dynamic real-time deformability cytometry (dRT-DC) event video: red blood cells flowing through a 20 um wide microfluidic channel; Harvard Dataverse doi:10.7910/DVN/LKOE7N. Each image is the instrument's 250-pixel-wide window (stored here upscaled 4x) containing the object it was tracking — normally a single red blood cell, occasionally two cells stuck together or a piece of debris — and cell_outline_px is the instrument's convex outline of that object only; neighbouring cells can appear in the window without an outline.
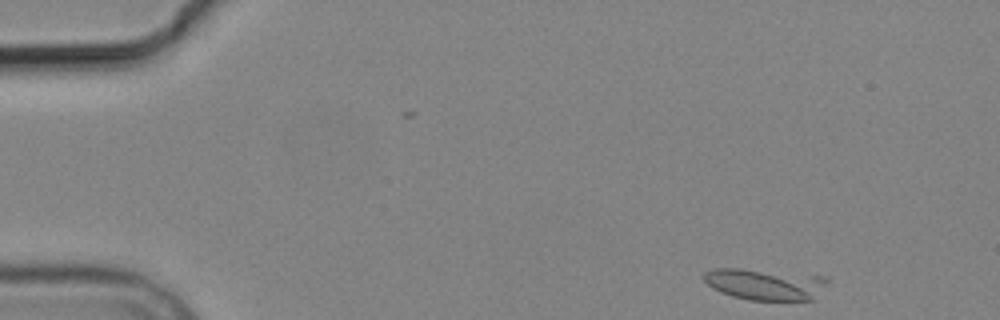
{"species": "common noctule bat (a hibernating species)", "species_latin": "Nyctalus noctula", "temperature_condition": "cold", "stored_images_in_passage": 4, "camera_frame_rate_fps": 3000, "um_per_image_px": 0.085, "animal": {"sex": "male", "body_mass_g": 19.2, "forearm_length_mm": 51.8}, "frame": {"image": 1, "passage_image": 1, "time_ms": 0.0, "image_size_px": [1000, 320], "cell_outline_px": [[828, 280], [812, 300], [748, 300], [732, 296], [720, 292], [712, 288], [700, 276], [704, 272], [712, 268], [740, 268], [828, 276]], "centroid_in_image_um": [64.97, 24.14], "position_along_channel_um": 20.0, "area_um2": 22.72}}
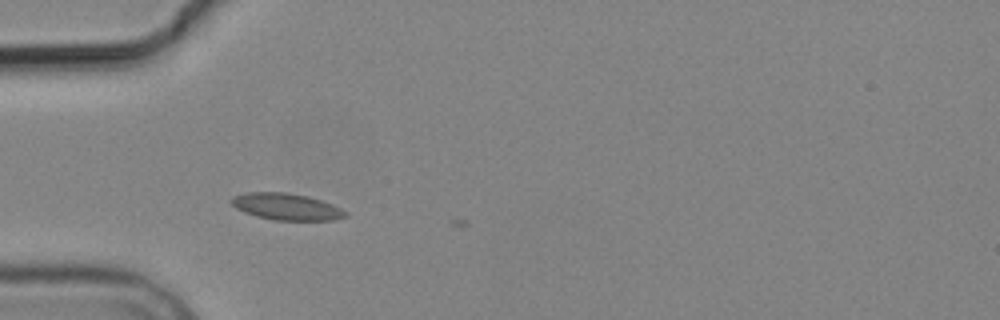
{"frame": {"image": 2, "passage_image": 2, "time_ms": 3.667, "image_size_px": [1000, 320], "cell_outline_px": [[348, 216], [332, 220], [272, 220], [256, 216], [244, 212], [236, 208], [228, 200], [232, 196], [244, 192], [284, 192], [308, 196], [332, 204], [348, 212]], "centroid_in_image_um": [24.31, 17.56], "position_along_channel_um": 60.7, "area_um2": 17.86}}
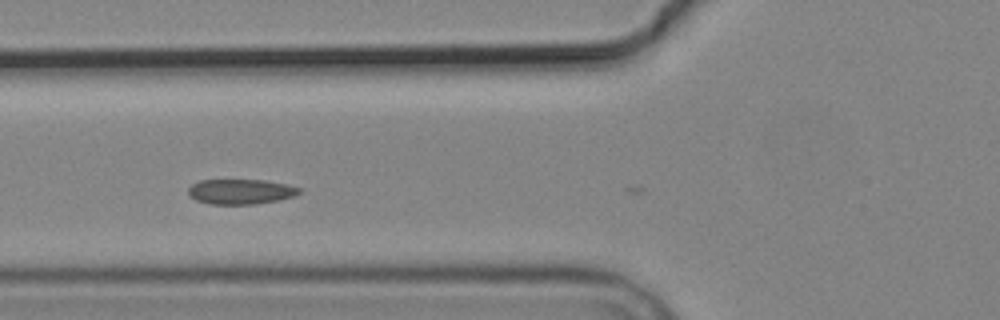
{"frame": {"image": 3, "passage_image": 3, "time_ms": 5.0, "image_size_px": [1000, 320], "cell_outline_px": [[300, 192], [292, 196], [280, 200], [256, 204], [212, 204], [196, 200], [188, 196], [188, 188], [192, 184], [200, 180], [264, 180], [284, 184], [300, 188]], "centroid_in_image_um": [20.41, 16.29], "position_along_channel_um": 105.4, "area_um2": 16.13}}